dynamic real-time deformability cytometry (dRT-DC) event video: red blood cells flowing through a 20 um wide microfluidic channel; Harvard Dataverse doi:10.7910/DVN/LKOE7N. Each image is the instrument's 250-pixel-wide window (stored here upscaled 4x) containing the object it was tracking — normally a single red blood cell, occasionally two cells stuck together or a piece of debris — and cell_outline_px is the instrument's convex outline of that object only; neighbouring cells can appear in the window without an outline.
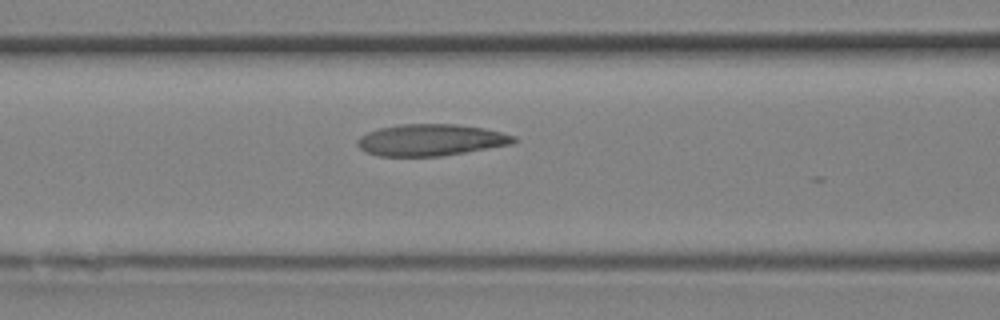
{"species": "Egyptian fruit bat (a non-hibernating species)", "species_latin": "Rousettus aegyptiacus", "temperature_condition": "room temperature", "stored_images_in_passage": 10, "camera_frame_rate_fps": 3000, "um_per_image_px": 0.085, "animal": {"sex": "female"}, "frame": {"image": 1, "passage_image": 7, "time_ms": 2.0, "image_size_px": [1000, 320], "cell_outline_px": [[516, 140], [512, 144], [440, 156], [380, 156], [368, 152], [360, 148], [356, 144], [356, 140], [360, 136], [368, 132], [380, 128], [400, 124], [456, 124], [484, 128], [516, 136]], "centroid_in_image_um": [36.6, 11.89], "position_along_channel_um": 130.0, "area_um2": 28.61}}
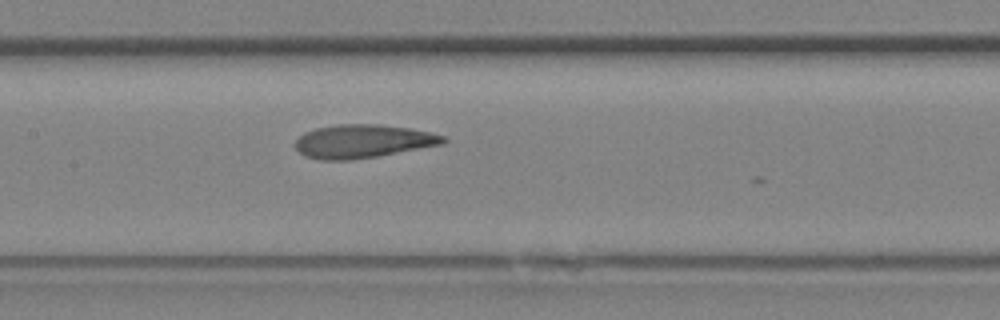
{"frame": {"image": 2, "passage_image": 9, "time_ms": 2.667, "image_size_px": [1000, 320], "cell_outline_px": [[448, 140], [444, 144], [376, 156], [352, 160], [320, 160], [304, 156], [296, 148], [296, 140], [304, 132], [316, 128], [340, 124], [380, 124], [408, 128], [432, 132], [444, 136]], "centroid_in_image_um": [30.85, 12.01], "position_along_channel_um": 176.5, "area_um2": 28.78}}